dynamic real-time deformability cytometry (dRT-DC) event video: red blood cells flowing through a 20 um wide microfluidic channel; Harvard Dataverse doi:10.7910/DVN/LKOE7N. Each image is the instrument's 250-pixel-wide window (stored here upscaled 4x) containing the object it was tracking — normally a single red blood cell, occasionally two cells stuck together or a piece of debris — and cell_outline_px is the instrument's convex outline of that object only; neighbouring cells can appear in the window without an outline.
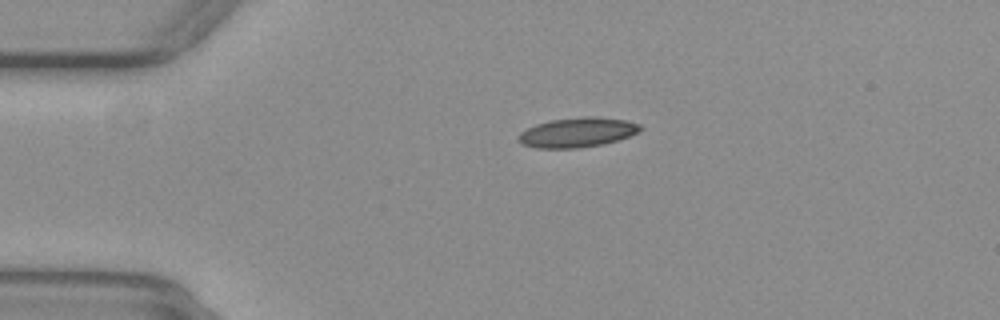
{"species": "common noctule bat (a hibernating species)", "species_latin": "Nyctalus noctula", "temperature_condition": "warm", "stored_images_in_passage": 48, "camera_frame_rate_fps": 3000, "um_per_image_px": 0.085, "animal": {"sex": "female", "body_mass_g": 29.2, "forearm_length_mm": 56.3}, "frame": {"image": 1, "passage_image": 7, "time_ms": 2.0, "image_size_px": [1000, 320], "cell_outline_px": [[644, 128], [640, 132], [604, 144], [580, 148], [536, 148], [520, 144], [516, 136], [520, 132], [536, 124], [552, 120], [580, 116], [596, 116], [624, 120], [640, 124]], "centroid_in_image_um": [49.06, 11.25], "position_along_channel_um": 35.9, "area_um2": 21.27}}
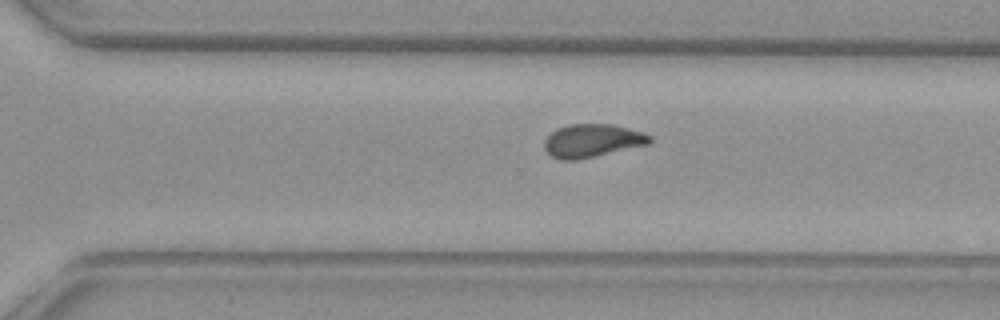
{"frame": {"image": 2, "passage_image": 32, "time_ms": 10.333, "image_size_px": [1000, 320], "cell_outline_px": [[652, 140], [648, 144], [576, 160], [560, 160], [552, 156], [544, 148], [544, 140], [556, 128], [568, 124], [612, 124], [644, 132], [652, 136]], "centroid_in_image_um": [50.33, 11.94], "position_along_channel_um": 320.3, "area_um2": 20.29}}
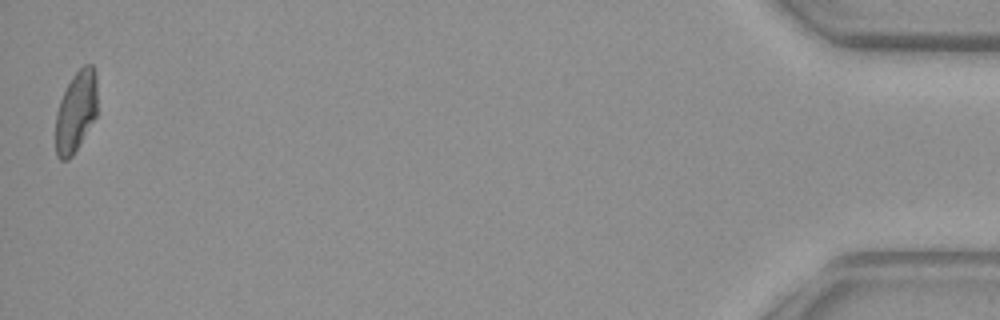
{"frame": {"image": 3, "passage_image": 48, "time_ms": 15.667, "image_size_px": [1000, 320], "cell_outline_px": [[96, 116], [72, 156], [68, 160], [60, 160], [56, 156], [56, 112], [60, 100], [72, 76], [84, 64], [92, 64], [96, 72]], "centroid_in_image_um": [6.45, 9.48], "position_along_channel_um": 428.8, "area_um2": 19.54}, "authors_computed_cell_mechanics": {"area_um2": 20.4323, "velocity_mm_per_s": 3.8944, "shape_relaxation_time_tau1_ms": 9.7071, "shape_relaxation_time_tau2_ms": 1.4953, "deformation_change_tau1": 0.2386, "deformation_change_tau2": 0.0805}}